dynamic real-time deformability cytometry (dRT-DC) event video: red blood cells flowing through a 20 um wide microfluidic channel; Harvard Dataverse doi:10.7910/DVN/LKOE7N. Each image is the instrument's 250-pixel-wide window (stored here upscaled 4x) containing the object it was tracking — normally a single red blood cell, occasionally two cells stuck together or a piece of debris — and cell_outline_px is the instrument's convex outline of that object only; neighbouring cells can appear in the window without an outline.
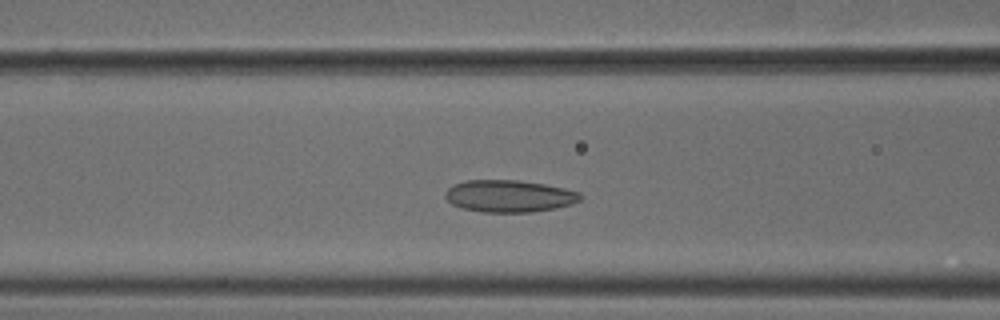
{"species": "common noctule bat (a hibernating species)", "species_latin": "Nyctalus noctula", "temperature_condition": "cold", "stored_images_in_passage": 47, "camera_frame_rate_fps": 3000, "um_per_image_px": 0.085, "animal": {"sex": "male", "body_mass_g": 18.8}, "frame": {"image": 1, "passage_image": 14, "time_ms": 4.333, "image_size_px": [1000, 320], "cell_outline_px": [[584, 196], [580, 200], [572, 204], [556, 208], [532, 212], [484, 212], [460, 208], [452, 204], [444, 196], [444, 192], [448, 188], [456, 184], [468, 180], [520, 180], [544, 184], [564, 188], [580, 192]], "centroid_in_image_um": [43.3, 16.67], "position_along_channel_um": 123.3, "area_um2": 25.37}}
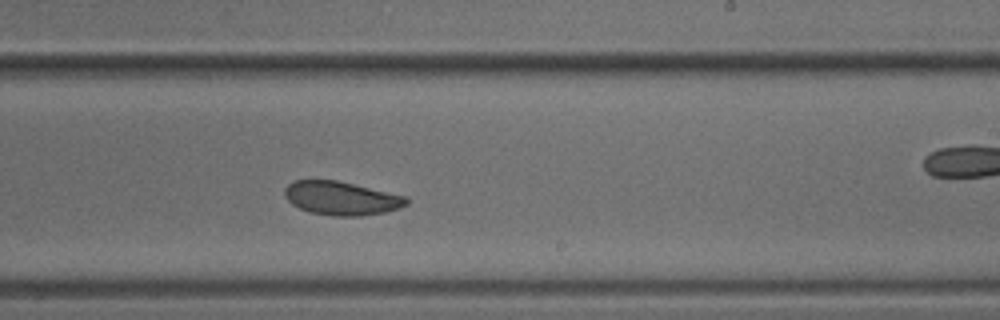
{"frame": {"image": 2, "passage_image": 25, "time_ms": 8.0, "image_size_px": [1000, 320], "cell_outline_px": [[408, 204], [400, 208], [388, 212], [360, 216], [332, 216], [312, 212], [300, 208], [292, 204], [284, 196], [284, 188], [292, 180], [336, 180], [404, 196], [408, 200]], "centroid_in_image_um": [28.99, 16.85], "position_along_channel_um": 260.0, "area_um2": 23.76}}
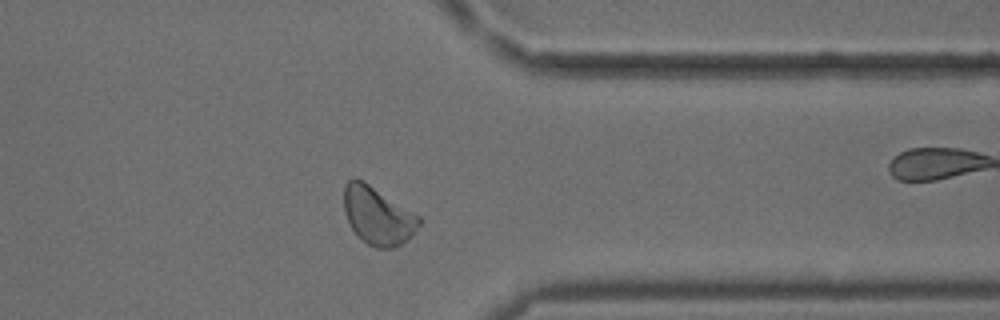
{"frame": {"image": 3, "passage_image": 35, "time_ms": 11.333, "image_size_px": [1000, 320], "cell_outline_px": [[420, 224], [412, 236], [408, 240], [392, 248], [376, 248], [368, 244], [356, 236], [344, 212], [344, 184], [348, 180], [364, 180], [420, 216]], "centroid_in_image_um": [32.11, 18.34], "position_along_channel_um": 379.3, "area_um2": 25.32}, "authors_computed_cell_mechanics": {"area_um2": 24.6228, "velocity_mm_per_s": 3.7324, "shape_relaxation_time_tau1_ms": 10.0932, "shape_relaxation_time_tau2_ms": 1.9615, "deformation_change_tau1": 0.1327, "deformation_change_tau2": 0.0511}}